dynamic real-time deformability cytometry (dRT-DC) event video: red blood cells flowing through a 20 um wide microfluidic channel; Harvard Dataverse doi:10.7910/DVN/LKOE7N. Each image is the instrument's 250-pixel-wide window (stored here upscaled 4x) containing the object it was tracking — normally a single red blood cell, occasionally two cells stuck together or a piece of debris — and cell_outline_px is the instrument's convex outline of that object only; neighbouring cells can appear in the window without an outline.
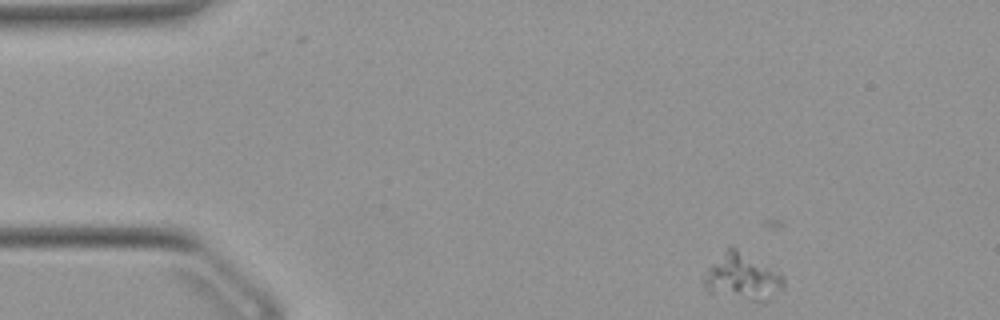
{"species": "Egyptian fruit bat (a non-hibernating species)", "species_latin": "Rousettus aegyptiacus", "temperature_condition": "warm", "stored_images_in_passage": 10, "camera_frame_rate_fps": 3000, "um_per_image_px": 0.085, "animal": {"sex": "female"}, "frame": {"image": 1, "passage_image": 2, "time_ms": 0.333, "image_size_px": [1000, 320], "cell_outline_px": [[784, 288], [768, 300], [752, 300], [708, 292], [704, 288], [704, 276], [708, 268], [732, 244], [780, 272], [784, 276]], "centroid_in_image_um": [63.13, 23.51], "position_along_channel_um": 21.9, "area_um2": 21.5}}